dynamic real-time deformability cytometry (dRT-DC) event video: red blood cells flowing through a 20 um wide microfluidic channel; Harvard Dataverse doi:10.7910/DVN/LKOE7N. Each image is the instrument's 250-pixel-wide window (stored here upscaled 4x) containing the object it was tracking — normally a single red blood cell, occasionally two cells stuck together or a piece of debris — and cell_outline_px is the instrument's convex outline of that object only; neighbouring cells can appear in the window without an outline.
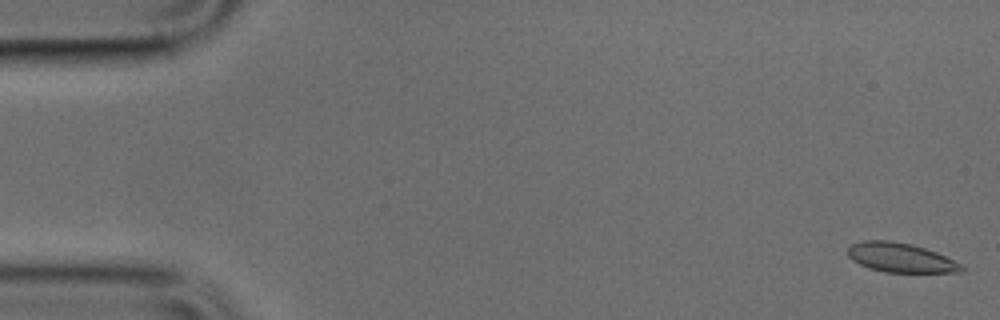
{"species": "common noctule bat (a hibernating species)", "species_latin": "Nyctalus noctula", "temperature_condition": "cold", "stored_images_in_passage": 15, "camera_frame_rate_fps": 3000, "um_per_image_px": 0.085, "animal": {"sex": "male", "body_mass_g": 17.9, "forearm_length_mm": 54.2}, "frame": {"image": 1, "passage_image": 1, "time_ms": 0.0, "image_size_px": [1000, 320], "cell_outline_px": [[964, 272], [884, 272], [868, 268], [852, 260], [848, 256], [848, 248], [852, 244], [864, 240], [888, 240], [912, 244], [936, 252], [964, 264]], "centroid_in_image_um": [76.57, 21.9], "position_along_channel_um": 8.4, "area_um2": 19.54}}
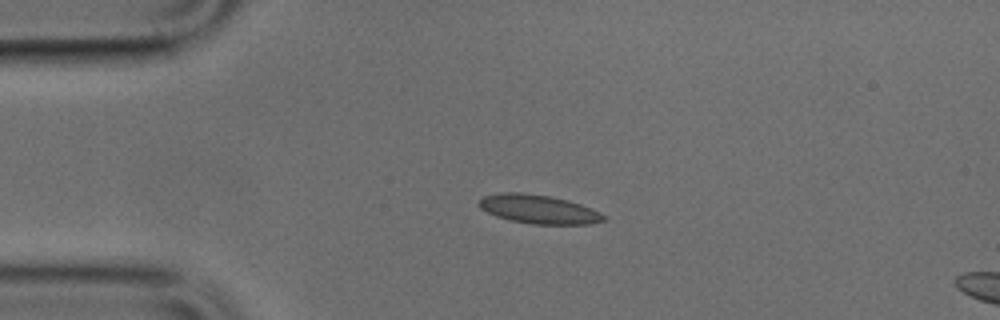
{"frame": {"image": 2, "passage_image": 11, "time_ms": 3.333, "image_size_px": [1000, 320], "cell_outline_px": [[608, 216], [604, 220], [588, 224], [532, 224], [512, 220], [496, 216], [480, 208], [480, 200], [484, 196], [500, 192], [520, 192], [552, 196], [568, 200], [592, 208]], "centroid_in_image_um": [45.82, 17.77], "position_along_channel_um": 39.2, "area_um2": 20.87}}